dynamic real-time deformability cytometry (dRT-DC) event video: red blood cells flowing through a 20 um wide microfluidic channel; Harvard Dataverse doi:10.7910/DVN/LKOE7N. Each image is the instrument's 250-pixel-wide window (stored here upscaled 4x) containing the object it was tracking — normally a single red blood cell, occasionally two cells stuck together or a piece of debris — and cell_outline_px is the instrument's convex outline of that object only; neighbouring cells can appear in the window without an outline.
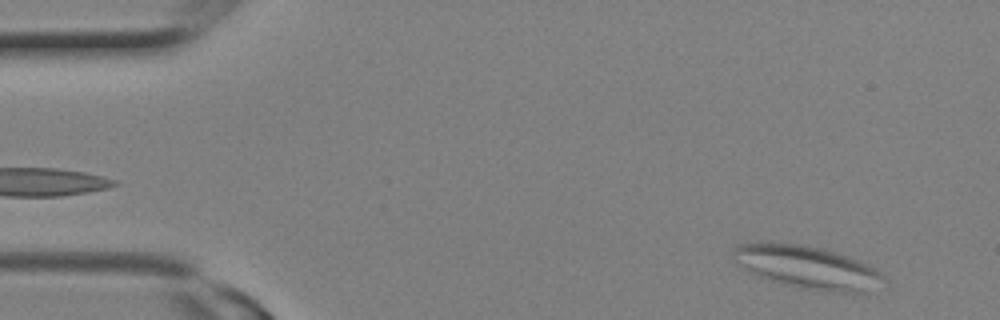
{"species": "Egyptian fruit bat (a non-hibernating species)", "species_latin": "Rousettus aegyptiacus", "temperature_condition": "room temperature", "stored_images_in_passage": 23, "camera_frame_rate_fps": 3000, "um_per_image_px": 0.085, "animal": {"sex": "female"}, "frame": {"image": 1, "passage_image": 1, "time_ms": 0.0, "image_size_px": [1000, 320], "cell_outline_px": [[888, 280], [860, 292], [828, 292], [780, 284], [768, 280], [752, 272], [732, 260], [732, 248], [736, 244], [760, 240], [772, 240], [800, 244], [820, 248], [836, 252], [868, 264], [876, 268]], "centroid_in_image_um": [68.52, 22.66], "position_along_channel_um": 16.5, "area_um2": 37.97}}
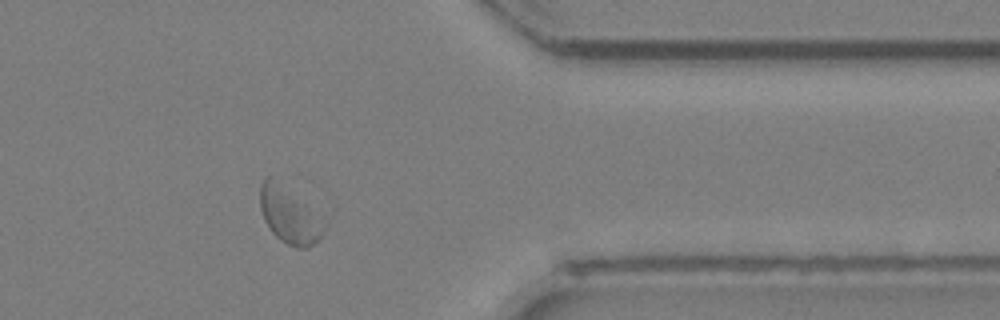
{"frame": {"image": 2, "passage_image": 19, "time_ms": 6.0, "image_size_px": [1000, 320], "cell_outline_px": [[324, 228], [320, 236], [308, 248], [296, 248], [280, 240], [272, 232], [264, 220], [260, 208], [260, 184], [268, 176], [272, 176], [304, 204], [324, 224]], "centroid_in_image_um": [24.5, 18.32], "position_along_channel_um": 386.9, "area_um2": 19.94}}
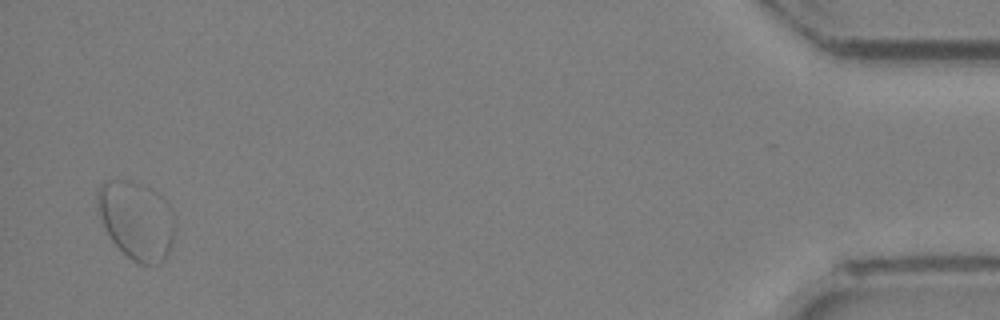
{"frame": {"image": 3, "passage_image": 23, "time_ms": 7.333, "image_size_px": [1000, 320], "cell_outline_px": [[176, 228], [168, 256], [160, 264], [140, 264], [132, 260], [112, 240], [100, 216], [96, 200], [96, 192], [100, 184], [108, 180], [132, 180], [144, 184], [152, 188], [168, 204], [172, 212]], "centroid_in_image_um": [11.62, 18.7], "position_along_channel_um": 423.6, "area_um2": 35.49}}